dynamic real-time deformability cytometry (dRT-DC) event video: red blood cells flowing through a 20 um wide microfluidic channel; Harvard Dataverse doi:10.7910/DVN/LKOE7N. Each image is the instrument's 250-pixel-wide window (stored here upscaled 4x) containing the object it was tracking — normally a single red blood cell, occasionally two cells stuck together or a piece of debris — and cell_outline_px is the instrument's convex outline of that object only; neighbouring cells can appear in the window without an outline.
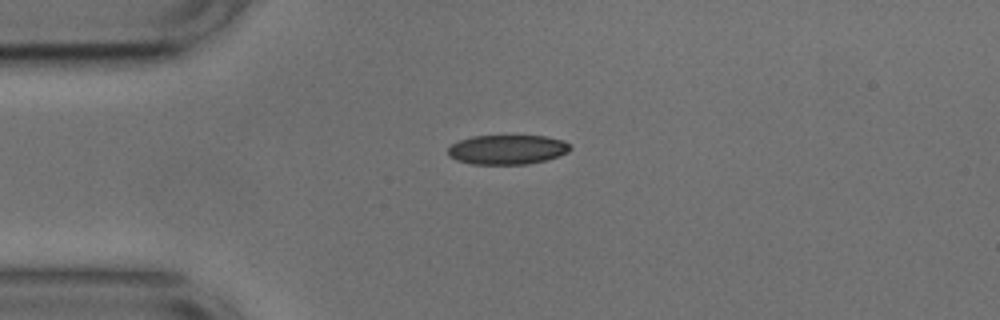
{"species": "common noctule bat (a hibernating species)", "species_latin": "Nyctalus noctula", "temperature_condition": "cold", "stored_images_in_passage": 18, "camera_frame_rate_fps": 3000, "um_per_image_px": 0.085, "animal": {"sex": "male", "body_mass_g": 17.9, "forearm_length_mm": 54.2}, "frame": {"image": 1, "passage_image": 1, "time_ms": 0.0, "image_size_px": [1000, 320], "cell_outline_px": [[572, 148], [568, 152], [560, 156], [528, 164], [472, 164], [456, 160], [448, 156], [448, 148], [452, 144], [460, 140], [472, 136], [544, 136], [564, 140], [572, 144]], "centroid_in_image_um": [43.15, 12.71], "position_along_channel_um": 41.9, "area_um2": 21.15}}
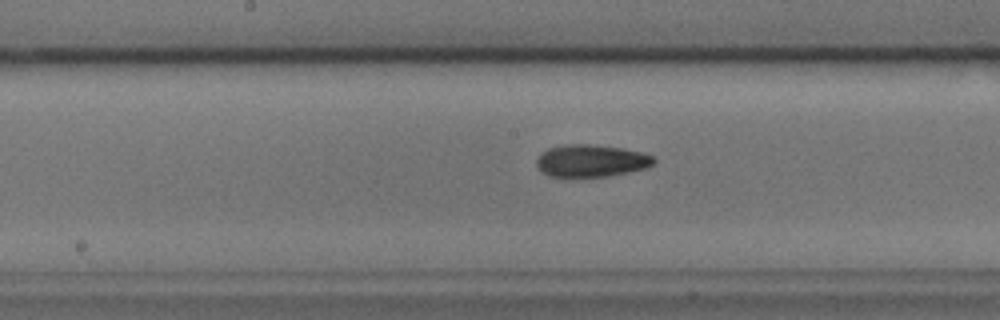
{"frame": {"image": 2, "passage_image": 15, "time_ms": 4.667, "image_size_px": [1000, 320], "cell_outline_px": [[656, 160], [652, 164], [644, 168], [628, 172], [608, 176], [548, 176], [540, 172], [536, 164], [536, 160], [540, 152], [548, 148], [564, 144], [592, 144], [624, 148], [644, 152], [656, 156]], "centroid_in_image_um": [50.24, 13.64], "position_along_channel_um": 198.0, "area_um2": 22.31}}